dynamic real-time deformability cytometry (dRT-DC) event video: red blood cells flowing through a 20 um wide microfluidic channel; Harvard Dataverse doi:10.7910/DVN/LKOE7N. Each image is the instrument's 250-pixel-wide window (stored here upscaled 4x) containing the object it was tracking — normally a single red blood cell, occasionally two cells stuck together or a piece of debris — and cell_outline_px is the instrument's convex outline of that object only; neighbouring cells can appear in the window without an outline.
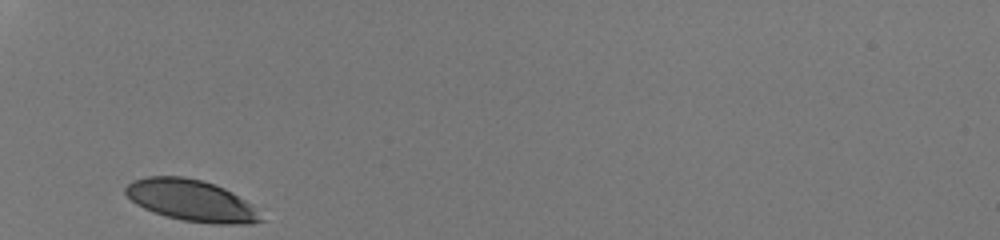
{"species": "human", "species_latin": "Homo sapiens", "temperature_condition": "room temperature", "stored_images_in_passage": 26, "camera_frame_rate_fps": 3000, "um_per_image_px": 0.085, "donor": {"sex": "male"}, "frame": {"image": 1, "passage_image": 1, "time_ms": 0.0, "image_size_px": [1000, 240], "cell_outline_px": [[268, 220], [248, 224], [216, 224], [184, 220], [164, 216], [152, 212], [136, 204], [124, 192], [124, 188], [132, 180], [148, 176], [184, 176], [200, 180], [224, 188], [232, 192], [244, 200]], "centroid_in_image_um": [16.25, 17.05], "position_along_channel_um": 68.8, "area_um2": 32.6}}
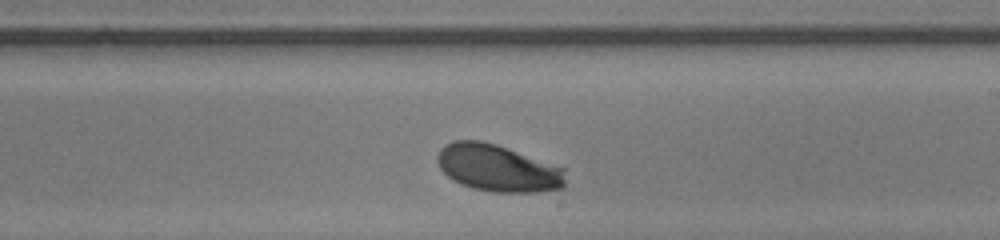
{"frame": {"image": 2, "passage_image": 15, "time_ms": 4.667, "image_size_px": [1000, 240], "cell_outline_px": [[564, 188], [536, 192], [492, 192], [472, 188], [460, 184], [452, 180], [440, 168], [436, 160], [436, 156], [440, 148], [444, 144], [452, 140], [480, 140], [496, 144], [564, 168]], "centroid_in_image_um": [42.26, 14.28], "position_along_channel_um": 246.7, "area_um2": 35.2}}
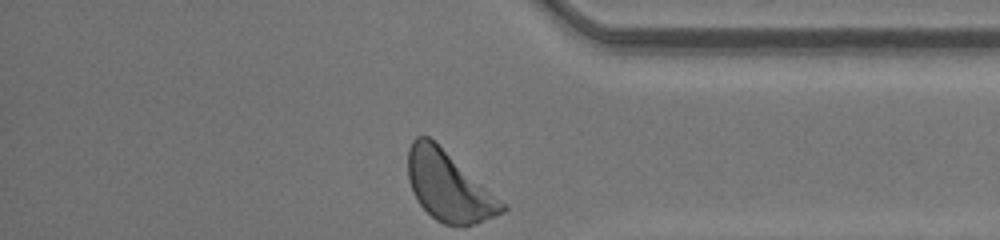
{"frame": {"image": 3, "passage_image": 26, "time_ms": 8.333, "image_size_px": [1000, 240], "cell_outline_px": [[508, 208], [504, 212], [496, 216], [476, 224], [444, 224], [436, 220], [416, 200], [412, 192], [408, 180], [408, 148], [412, 140], [416, 136], [428, 136], [508, 204]], "centroid_in_image_um": [38.16, 15.84], "position_along_channel_um": 397.0, "area_um2": 38.03}, "authors_computed_cell_mechanics": {"area_um2": 34.7089, "velocity_mm_per_s": 4.201, "shape_relaxation_time_tau1_ms": 1.7222, "shape_relaxation_time_tau2_ms": null, "deformation_change_tau1": 0.1262, "deformation_change_tau2": null}}